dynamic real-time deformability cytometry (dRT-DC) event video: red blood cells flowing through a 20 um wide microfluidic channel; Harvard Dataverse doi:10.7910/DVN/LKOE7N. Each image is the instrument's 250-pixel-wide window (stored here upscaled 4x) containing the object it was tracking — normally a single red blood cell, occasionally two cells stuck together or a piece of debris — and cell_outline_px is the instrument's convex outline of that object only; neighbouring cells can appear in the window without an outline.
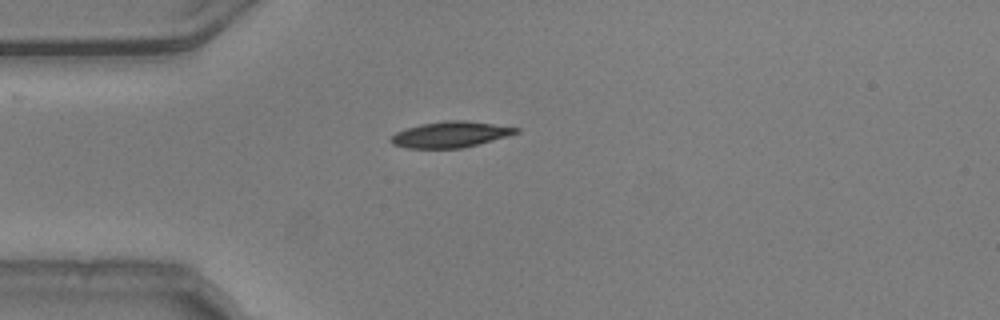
{"species": "common noctule bat (a hibernating species)", "species_latin": "Nyctalus noctula", "temperature_condition": "warm", "stored_images_in_passage": 41, "camera_frame_rate_fps": 3000, "um_per_image_px": 0.085, "animal": {"sex": "male", "body_mass_g": 20.5, "forearm_length_mm": 52.5}, "frame": {"image": 1, "passage_image": 1, "time_ms": 0.0, "image_size_px": [1000, 320], "cell_outline_px": [[520, 132], [508, 136], [460, 148], [404, 148], [392, 144], [388, 140], [396, 132], [420, 124], [444, 120], [468, 120], [520, 128]], "centroid_in_image_um": [38.27, 11.42], "position_along_channel_um": 46.7, "area_um2": 18.9}}
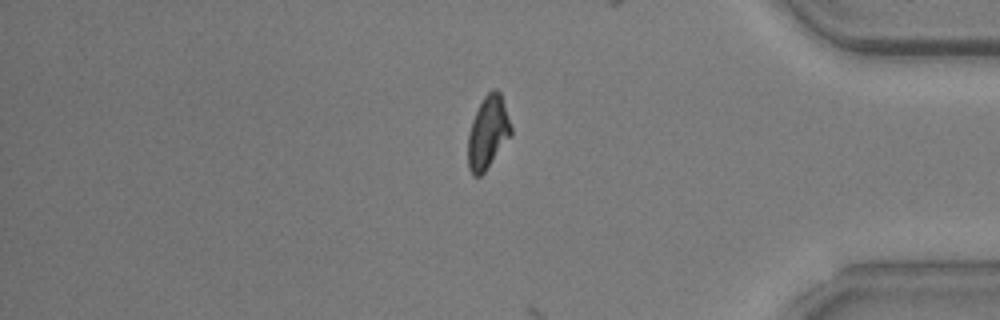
{"frame": {"image": 2, "passage_image": 32, "time_ms": 10.333, "image_size_px": [1000, 320], "cell_outline_px": [[512, 136], [484, 172], [480, 176], [472, 176], [468, 168], [468, 136], [472, 120], [484, 96], [492, 88], [496, 88], [500, 92], [512, 128]], "centroid_in_image_um": [41.48, 11.27], "position_along_channel_um": 393.7, "area_um2": 18.26}}
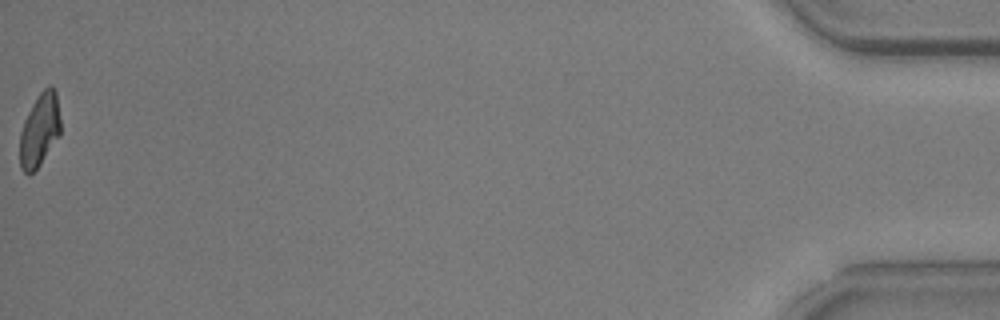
{"frame": {"image": 3, "passage_image": 41, "time_ms": 13.333, "image_size_px": [1000, 320], "cell_outline_px": [[60, 136], [40, 164], [28, 176], [20, 168], [20, 132], [24, 120], [32, 104], [40, 92], [48, 84], [56, 92], [60, 116]], "centroid_in_image_um": [3.37, 11.06], "position_along_channel_um": 431.8, "area_um2": 17.4}, "authors_computed_cell_mechanics": {"area_um2": 18.5538, "velocity_mm_per_s": 3.7615, "shape_relaxation_time_tau1_ms": null, "shape_relaxation_time_tau2_ms": 1.7718, "deformation_change_tau1": null, "deformation_change_tau2": 0.0725}}